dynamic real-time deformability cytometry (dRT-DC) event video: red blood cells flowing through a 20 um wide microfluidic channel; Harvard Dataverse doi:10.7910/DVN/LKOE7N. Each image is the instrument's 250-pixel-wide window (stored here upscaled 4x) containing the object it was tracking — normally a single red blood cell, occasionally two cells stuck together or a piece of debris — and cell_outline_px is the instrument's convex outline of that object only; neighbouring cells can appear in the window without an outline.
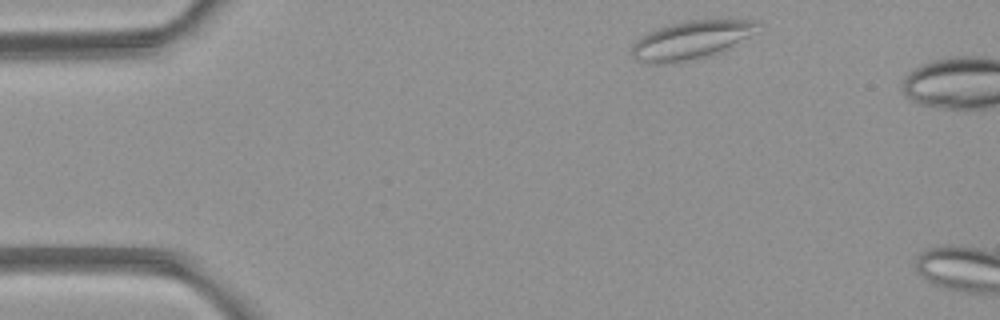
{"species": "common noctule bat (a hibernating species)", "species_latin": "Nyctalus noctula", "temperature_condition": "room temperature", "stored_images_in_passage": 2, "camera_frame_rate_fps": 3000, "um_per_image_px": 0.085, "animal": {"sex": "female", "body_mass_g": 21.9}, "frame": {"image": 1, "passage_image": 1, "time_ms": 0.0, "image_size_px": [1000, 320], "cell_outline_px": [[756, 24], [748, 36], [720, 52], [704, 56], [660, 64], [652, 64], [636, 60], [628, 52], [632, 44], [640, 36], [648, 32], [684, 20], [756, 20]], "centroid_in_image_um": [58.59, 3.41], "position_along_channel_um": 26.4, "area_um2": 27.22}}